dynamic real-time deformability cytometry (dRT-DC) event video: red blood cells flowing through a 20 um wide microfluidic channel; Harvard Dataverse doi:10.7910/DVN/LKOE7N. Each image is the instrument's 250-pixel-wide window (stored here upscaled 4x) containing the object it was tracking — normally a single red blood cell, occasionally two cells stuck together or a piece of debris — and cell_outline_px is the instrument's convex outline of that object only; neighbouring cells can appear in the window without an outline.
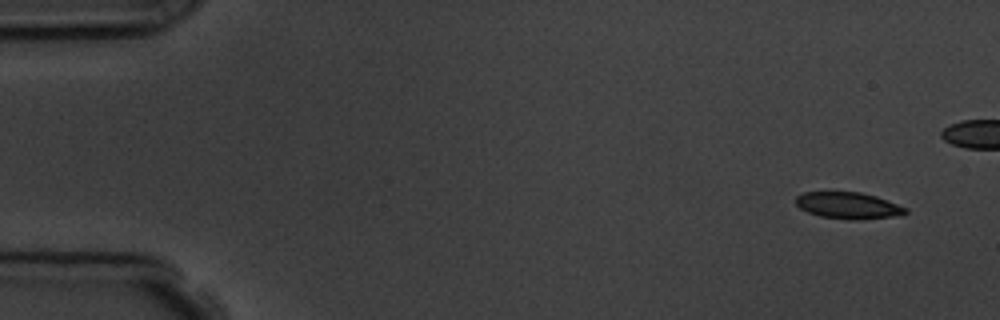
{"species": "common noctule bat (a hibernating species)", "species_latin": "Nyctalus noctula", "temperature_condition": "room temperature", "stored_images_in_passage": 10, "camera_frame_rate_fps": 3000, "um_per_image_px": 0.085, "animal": {"sex": "male", "body_mass_g": 19.5, "forearm_length_mm": 54.6}, "frame": {"image": 1, "passage_image": 1, "time_ms": 0.0, "image_size_px": [1000, 320], "cell_outline_px": [[908, 212], [904, 216], [852, 220], [848, 220], [820, 216], [808, 212], [800, 208], [796, 204], [796, 196], [804, 192], [860, 192], [876, 196], [908, 208]], "centroid_in_image_um": [72.15, 17.48], "position_along_channel_um": 12.8, "area_um2": 17.17}}
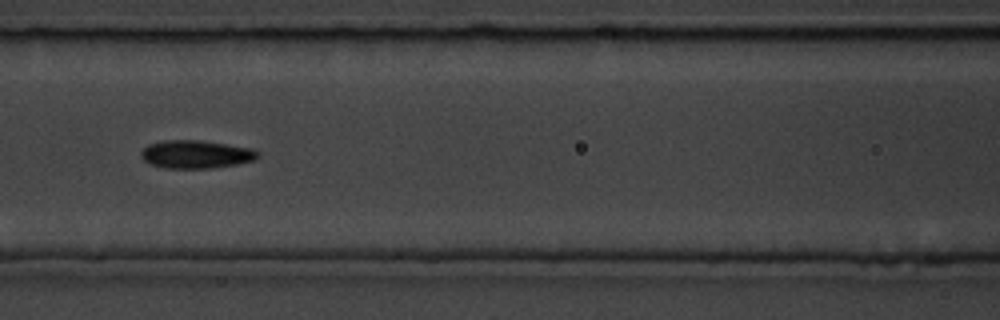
{"frame": {"image": 2, "passage_image": 7, "time_ms": 6.667, "image_size_px": [1000, 320], "cell_outline_px": [[260, 156], [252, 160], [236, 164], [212, 168], [164, 168], [148, 164], [140, 156], [140, 152], [148, 144], [164, 140], [200, 140], [252, 148], [260, 152]], "centroid_in_image_um": [16.63, 13.11], "position_along_channel_um": 150.0, "area_um2": 19.19}}
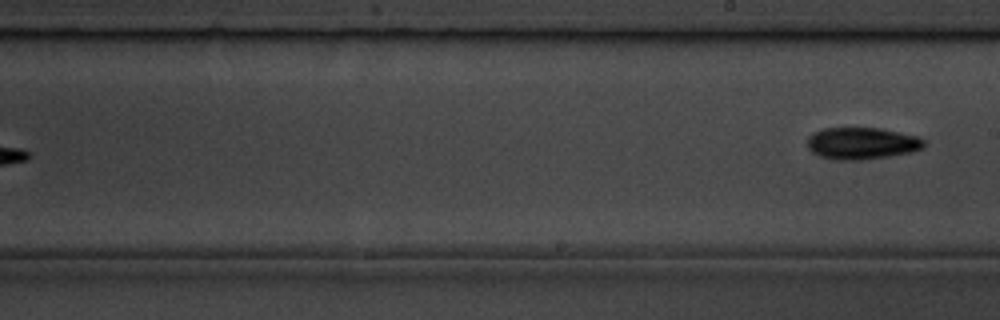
{"frame": {"image": 3, "passage_image": 10, "time_ms": 10.333, "image_size_px": [1000, 320], "cell_outline_px": [[924, 148], [912, 152], [888, 156], [860, 160], [836, 160], [820, 156], [812, 152], [808, 148], [808, 136], [812, 132], [824, 128], [880, 128], [920, 136], [924, 140]], "centroid_in_image_um": [73.26, 12.18], "position_along_channel_um": 215.7, "area_um2": 21.85}}